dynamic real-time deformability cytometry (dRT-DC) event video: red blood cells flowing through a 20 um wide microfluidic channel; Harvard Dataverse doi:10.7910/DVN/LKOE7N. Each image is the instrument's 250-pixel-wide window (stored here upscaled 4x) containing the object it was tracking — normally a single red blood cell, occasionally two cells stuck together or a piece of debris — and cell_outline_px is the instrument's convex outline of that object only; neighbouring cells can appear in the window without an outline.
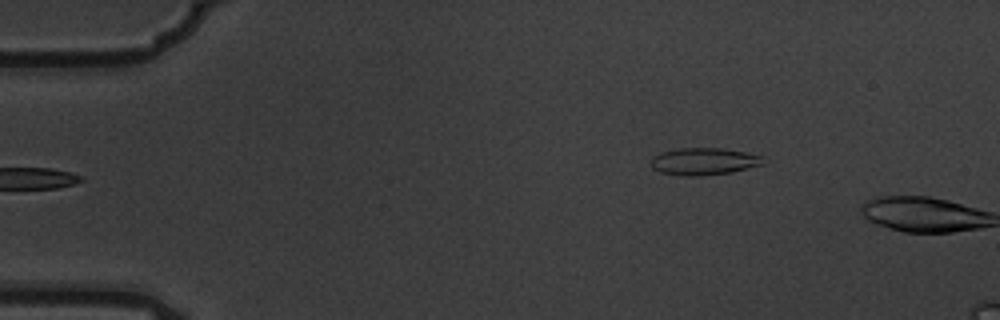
{"species": "common noctule bat (a hibernating species)", "species_latin": "Nyctalus noctula", "temperature_condition": "warm", "stored_images_in_passage": 5, "camera_frame_rate_fps": 3000, "um_per_image_px": 0.085, "animal": {"sex": "male", "body_mass_g": 19.5, "forearm_length_mm": 54.6}, "frame": {"image": 1, "passage_image": 5, "time_ms": 1.333, "image_size_px": [1000, 320], "cell_outline_px": [[764, 164], [732, 172], [700, 176], [684, 176], [660, 172], [652, 168], [652, 156], [660, 152], [680, 148], [724, 148], [764, 156]], "centroid_in_image_um": [59.84, 13.72], "position_along_channel_um": 25.2, "area_um2": 17.86}}